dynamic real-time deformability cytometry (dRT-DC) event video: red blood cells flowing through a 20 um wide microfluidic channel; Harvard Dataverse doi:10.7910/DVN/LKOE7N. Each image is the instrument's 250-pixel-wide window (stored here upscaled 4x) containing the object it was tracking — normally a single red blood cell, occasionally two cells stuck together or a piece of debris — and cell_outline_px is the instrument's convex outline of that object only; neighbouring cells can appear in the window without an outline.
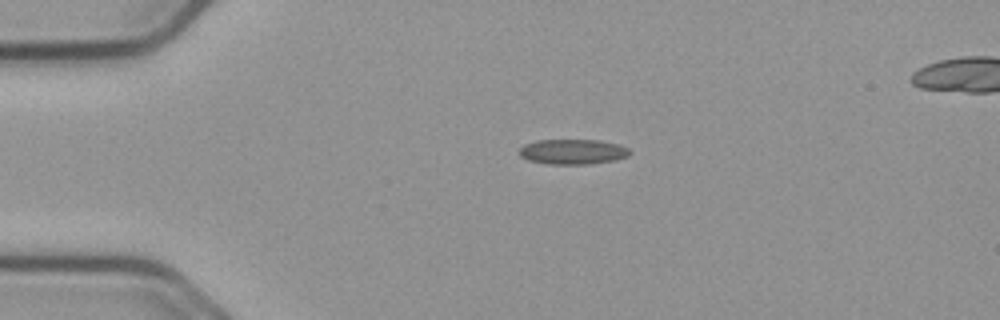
{"species": "common noctule bat (a hibernating species)", "species_latin": "Nyctalus noctula", "temperature_condition": "cold", "stored_images_in_passage": 45, "camera_frame_rate_fps": 3000, "um_per_image_px": 0.085, "animal": {"sex": "male", "body_mass_g": 23.1, "forearm_length_mm": 52.7}, "frame": {"image": 1, "passage_image": 1, "time_ms": 0.0, "image_size_px": [1000, 320], "cell_outline_px": [[628, 156], [616, 160], [588, 164], [548, 164], [528, 160], [520, 156], [520, 148], [524, 144], [536, 140], [600, 140], [620, 144], [628, 148]], "centroid_in_image_um": [48.68, 12.89], "position_along_channel_um": 36.3, "area_um2": 16.18}}
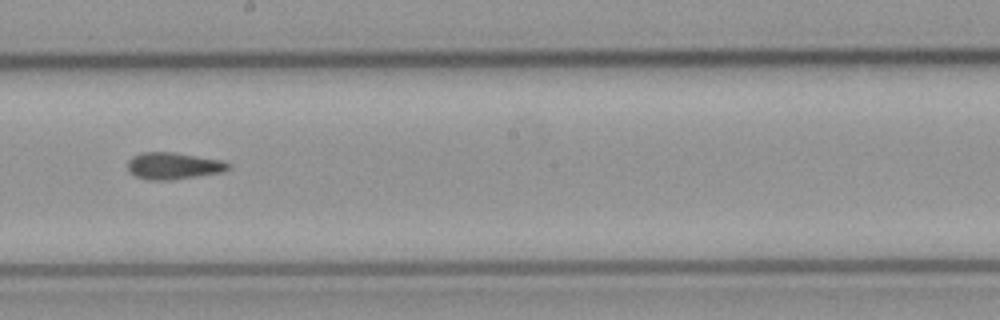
{"frame": {"image": 2, "passage_image": 20, "time_ms": 6.333, "image_size_px": [1000, 320], "cell_outline_px": [[228, 168], [220, 172], [196, 176], [168, 180], [148, 180], [136, 176], [128, 172], [128, 160], [132, 156], [140, 152], [172, 152], [220, 160], [228, 164]], "centroid_in_image_um": [14.64, 14.09], "position_along_channel_um": 233.6, "area_um2": 15.43}}
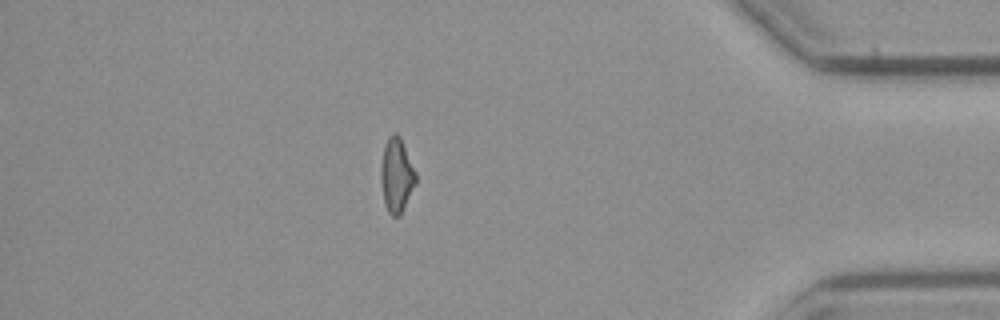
{"frame": {"image": 3, "passage_image": 37, "time_ms": 12.0, "image_size_px": [1000, 320], "cell_outline_px": [[416, 184], [400, 216], [392, 216], [388, 212], [384, 204], [380, 180], [380, 168], [384, 144], [388, 136], [396, 132], [400, 136], [416, 172]], "centroid_in_image_um": [33.69, 14.9], "position_along_channel_um": 401.5, "area_um2": 15.37}}